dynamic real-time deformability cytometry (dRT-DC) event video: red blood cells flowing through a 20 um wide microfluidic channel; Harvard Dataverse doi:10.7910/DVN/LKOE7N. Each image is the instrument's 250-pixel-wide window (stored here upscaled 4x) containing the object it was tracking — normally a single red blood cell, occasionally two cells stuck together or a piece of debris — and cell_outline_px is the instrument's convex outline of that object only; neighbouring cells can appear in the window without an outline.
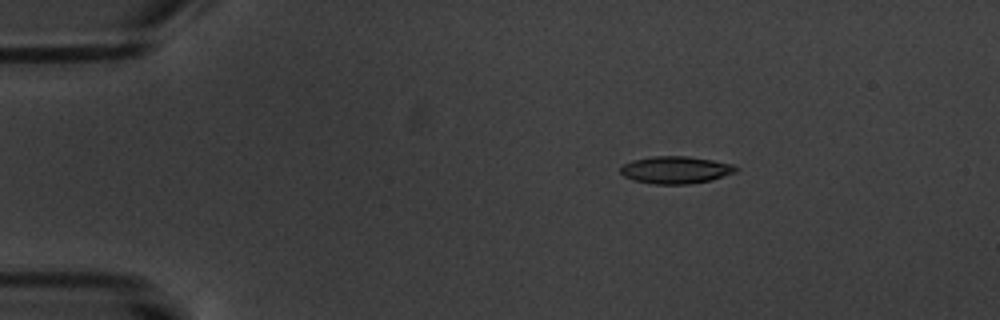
{"species": "common noctule bat (a hibernating species)", "species_latin": "Nyctalus noctula", "temperature_condition": "warm", "stored_images_in_passage": 6, "camera_frame_rate_fps": 3000, "um_per_image_px": 0.085, "animal": {"sex": "male", "body_mass_g": 20.1, "forearm_length_mm": 53.5}, "frame": {"image": 1, "passage_image": 3, "time_ms": 3.333, "image_size_px": [1000, 320], "cell_outline_px": [[740, 168], [736, 172], [712, 180], [688, 184], [652, 184], [632, 180], [624, 176], [620, 172], [620, 168], [624, 164], [632, 160], [652, 156], [688, 156], [712, 160], [732, 164]], "centroid_in_image_um": [57.43, 14.44], "position_along_channel_um": 27.6, "area_um2": 18.5}}
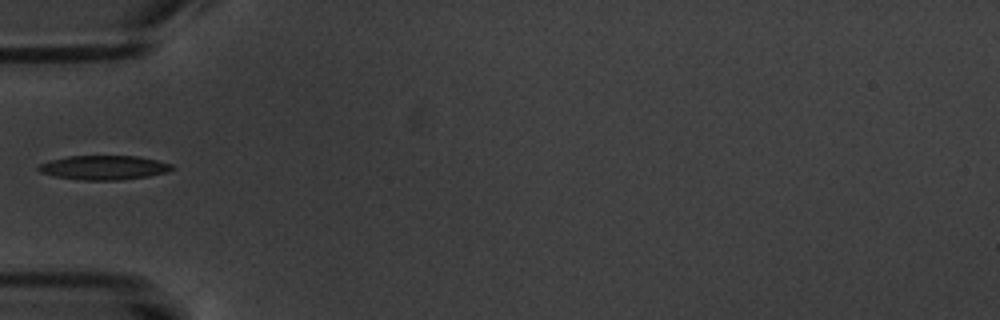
{"frame": {"image": 2, "passage_image": 6, "time_ms": 6.667, "image_size_px": [1000, 320], "cell_outline_px": [[176, 168], [168, 172], [148, 176], [120, 180], [84, 180], [56, 176], [40, 172], [36, 168], [40, 164], [52, 160], [68, 156], [140, 156], [172, 164]], "centroid_in_image_um": [8.88, 14.24], "position_along_channel_um": 76.1, "area_um2": 18.79}}